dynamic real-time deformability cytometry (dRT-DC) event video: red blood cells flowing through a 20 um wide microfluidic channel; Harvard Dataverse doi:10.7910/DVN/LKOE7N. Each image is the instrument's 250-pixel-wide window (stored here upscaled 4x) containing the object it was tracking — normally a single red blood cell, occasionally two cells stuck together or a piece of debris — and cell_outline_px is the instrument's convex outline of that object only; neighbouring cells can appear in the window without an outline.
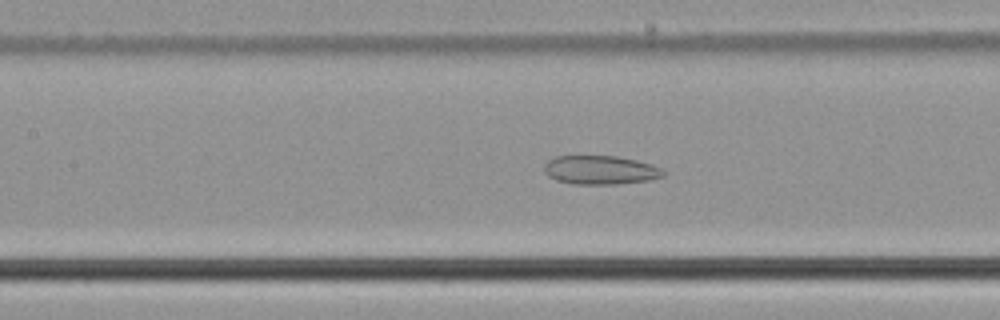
{"species": "common noctule bat (a hibernating species)", "species_latin": "Nyctalus noctula", "temperature_condition": "cold", "stored_images_in_passage": 56, "camera_frame_rate_fps": 3000, "um_per_image_px": 0.085, "animal": {"sex": "male", "body_mass_g": 21.5, "forearm_length_mm": 52.0}, "frame": {"image": 1, "passage_image": 26, "time_ms": 8.333, "image_size_px": [1000, 320], "cell_outline_px": [[668, 172], [664, 176], [648, 180], [616, 184], [572, 184], [556, 180], [548, 176], [544, 172], [544, 164], [548, 160], [556, 156], [616, 156], [636, 160], [652, 164]], "centroid_in_image_um": [51.03, 14.45], "position_along_channel_um": 156.4, "area_um2": 20.11}}
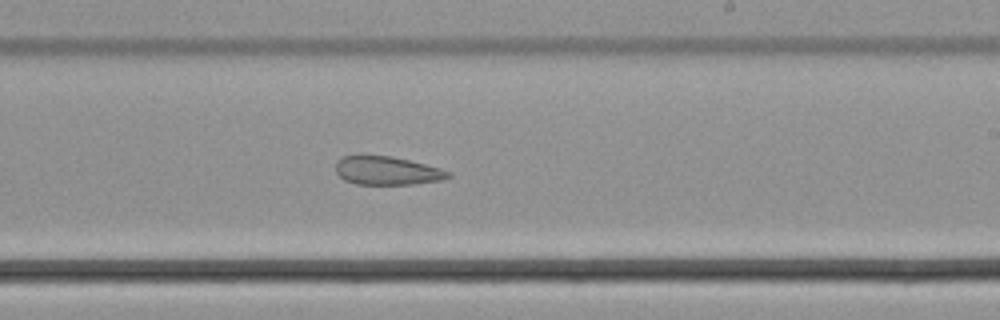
{"frame": {"image": 2, "passage_image": 34, "time_ms": 11.0, "image_size_px": [1000, 320], "cell_outline_px": [[452, 176], [444, 180], [412, 184], [356, 184], [344, 180], [336, 172], [336, 160], [344, 156], [392, 156], [440, 168], [452, 172]], "centroid_in_image_um": [32.93, 14.52], "position_along_channel_um": 256.1, "area_um2": 18.61}}
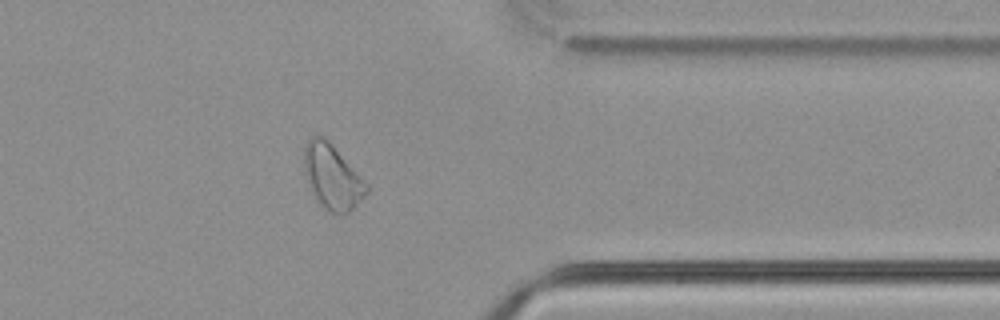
{"frame": {"image": 3, "passage_image": 45, "time_ms": 14.667, "image_size_px": [1000, 320], "cell_outline_px": [[368, 192], [344, 216], [340, 216], [324, 208], [316, 200], [308, 188], [304, 176], [304, 148], [308, 140], [316, 132], [324, 136], [332, 144], [368, 184]], "centroid_in_image_um": [28.2, 15.02], "position_along_channel_um": 383.2, "area_um2": 23.87}, "authors_computed_cell_mechanics": {"area_um2": 25.8655, "velocity_mm_per_s": 3.7527, "shape_relaxation_time_tau1_ms": null, "shape_relaxation_time_tau2_ms": 10.1473, "deformation_change_tau1": null, "deformation_change_tau2": 0.2019}}